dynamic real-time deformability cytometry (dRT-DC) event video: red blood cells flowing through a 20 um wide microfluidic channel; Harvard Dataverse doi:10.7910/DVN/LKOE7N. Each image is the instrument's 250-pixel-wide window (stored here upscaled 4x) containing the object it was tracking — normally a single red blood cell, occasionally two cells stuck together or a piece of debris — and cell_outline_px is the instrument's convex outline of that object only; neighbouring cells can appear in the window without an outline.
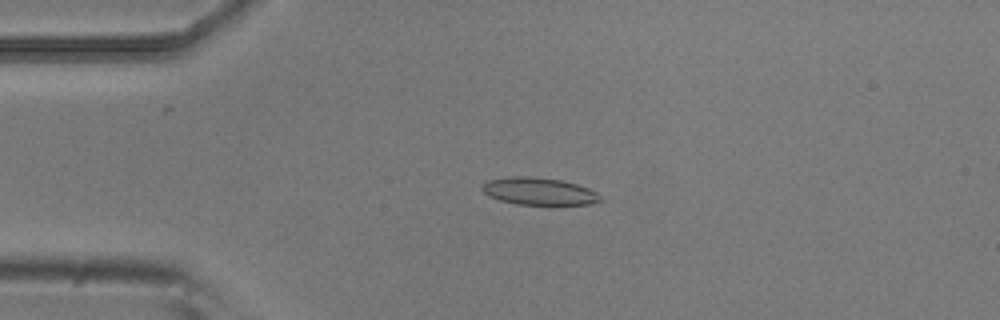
{"species": "common noctule bat (a hibernating species)", "species_latin": "Nyctalus noctula", "temperature_condition": "room temperature", "stored_images_in_passage": 6, "camera_frame_rate_fps": 3000, "um_per_image_px": 0.085, "animal": {"sex": "male", "body_mass_g": 20.5, "forearm_length_mm": 52.5}, "frame": {"image": 1, "passage_image": 4, "time_ms": 1.0, "image_size_px": [1000, 320], "cell_outline_px": [[604, 200], [592, 204], [556, 208], [552, 208], [516, 204], [500, 200], [488, 196], [480, 188], [480, 184], [488, 180], [508, 176], [532, 176], [560, 180], [576, 184], [588, 188], [596, 192]], "centroid_in_image_um": [45.85, 16.32], "position_along_channel_um": 39.2, "area_um2": 20.06}}